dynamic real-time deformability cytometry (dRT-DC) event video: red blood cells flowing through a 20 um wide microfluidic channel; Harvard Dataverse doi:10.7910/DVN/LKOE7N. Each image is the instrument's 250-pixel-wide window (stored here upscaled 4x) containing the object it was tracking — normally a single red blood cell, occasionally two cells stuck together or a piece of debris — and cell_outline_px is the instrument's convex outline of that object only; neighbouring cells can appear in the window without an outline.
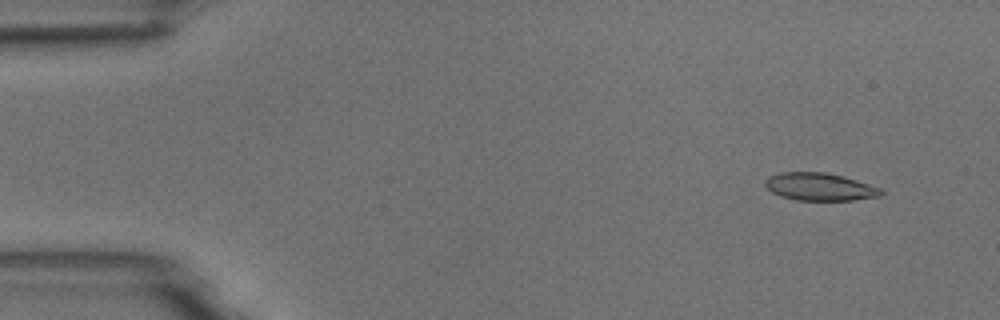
{"species": "common noctule bat (a hibernating species)", "species_latin": "Nyctalus noctula", "temperature_condition": "room temperature", "stored_images_in_passage": 5, "camera_frame_rate_fps": 3000, "um_per_image_px": 0.085, "animal": {"sex": "male", "body_mass_g": 18.8}, "frame": {"image": 1, "passage_image": 2, "time_ms": 1.333, "image_size_px": [1000, 320], "cell_outline_px": [[884, 192], [880, 196], [852, 200], [796, 200], [780, 196], [772, 192], [764, 184], [764, 180], [768, 176], [780, 172], [824, 172], [856, 180], [880, 188]], "centroid_in_image_um": [69.63, 15.88], "position_along_channel_um": 15.4, "area_um2": 18.55}}
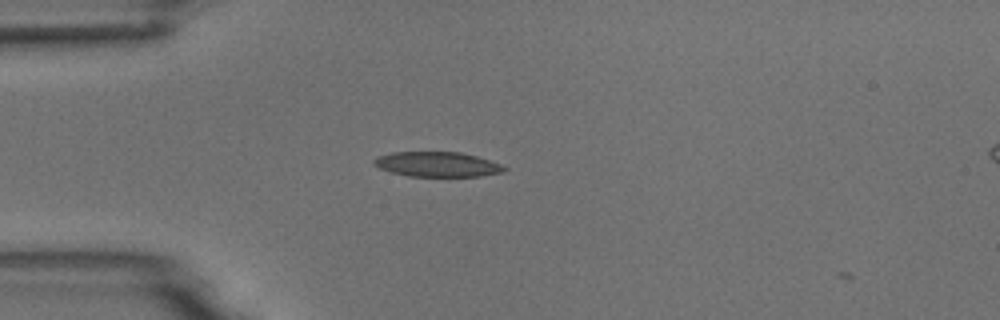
{"frame": {"image": 2, "passage_image": 5, "time_ms": 4.667, "image_size_px": [1000, 320], "cell_outline_px": [[508, 168], [504, 172], [480, 176], [408, 176], [392, 172], [380, 168], [372, 164], [372, 160], [376, 156], [392, 152], [460, 152], [476, 156], [500, 164]], "centroid_in_image_um": [37.14, 13.96], "position_along_channel_um": 47.9, "area_um2": 18.9}}